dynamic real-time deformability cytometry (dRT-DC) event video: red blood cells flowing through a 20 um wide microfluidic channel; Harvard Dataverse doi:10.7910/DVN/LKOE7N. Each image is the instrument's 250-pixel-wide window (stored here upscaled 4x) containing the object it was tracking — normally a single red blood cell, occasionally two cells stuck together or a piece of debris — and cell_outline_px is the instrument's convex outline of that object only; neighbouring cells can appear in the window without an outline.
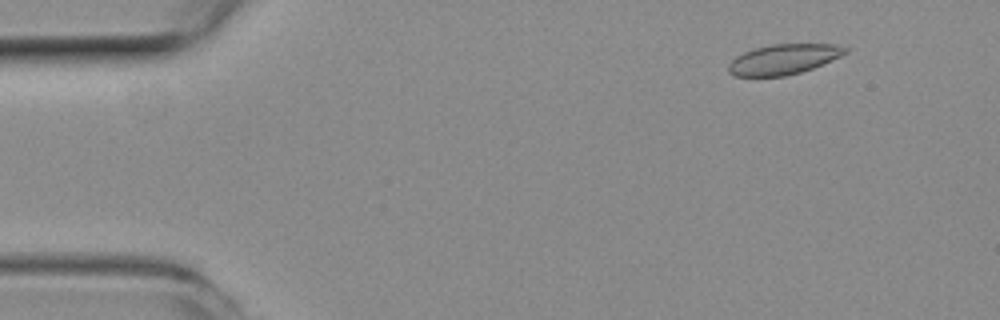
{"species": "common noctule bat (a hibernating species)", "species_latin": "Nyctalus noctula", "temperature_condition": "room temperature", "stored_images_in_passage": 17, "camera_frame_rate_fps": 3000, "um_per_image_px": 0.085, "animal": {"sex": "female", "body_mass_g": 19.3, "forearm_length_mm": 54.1}, "frame": {"image": 1, "passage_image": 6, "time_ms": 1.667, "image_size_px": [1000, 320], "cell_outline_px": [[848, 52], [840, 56], [812, 68], [800, 72], [784, 76], [736, 76], [728, 72], [728, 64], [736, 56], [744, 52], [756, 48], [772, 44], [832, 44], [848, 48]], "centroid_in_image_um": [66.58, 5.04], "position_along_channel_um": 18.4, "area_um2": 20.29}}
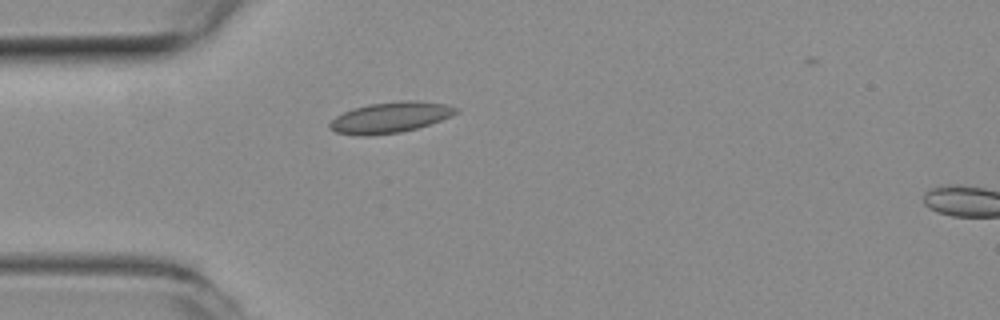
{"frame": {"image": 2, "passage_image": 15, "time_ms": 4.667, "image_size_px": [1000, 320], "cell_outline_px": [[460, 112], [452, 116], [416, 128], [400, 132], [364, 136], [360, 136], [336, 132], [328, 128], [328, 124], [336, 116], [352, 108], [368, 104], [400, 100], [416, 100], [444, 104], [460, 108]], "centroid_in_image_um": [33.17, 9.97], "position_along_channel_um": 51.8, "area_um2": 22.72}}